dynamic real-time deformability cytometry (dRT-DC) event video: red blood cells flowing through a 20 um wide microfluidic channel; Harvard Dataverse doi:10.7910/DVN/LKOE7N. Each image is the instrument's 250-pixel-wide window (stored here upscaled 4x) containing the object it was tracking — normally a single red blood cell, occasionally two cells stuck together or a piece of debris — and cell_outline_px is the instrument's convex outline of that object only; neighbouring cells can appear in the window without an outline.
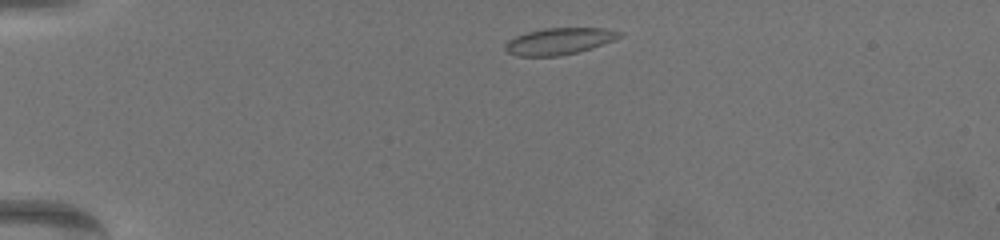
{"species": "common noctule bat (a hibernating species)", "species_latin": "Nyctalus noctula", "temperature_condition": "warm", "stored_images_in_passage": 51, "camera_frame_rate_fps": 3000, "um_per_image_px": 0.085, "animal": {"sex": "female", "body_mass_g": 19.5, "forearm_length_mm": 54.1}, "frame": {"image": 1, "passage_image": 3, "time_ms": 0.667, "image_size_px": [1000, 240], "cell_outline_px": [[624, 36], [592, 48], [560, 56], [516, 56], [508, 52], [504, 48], [504, 44], [508, 40], [516, 36], [528, 32], [544, 28], [604, 28], [620, 32]], "centroid_in_image_um": [47.52, 3.5], "position_along_channel_um": 37.5, "area_um2": 17.69}}
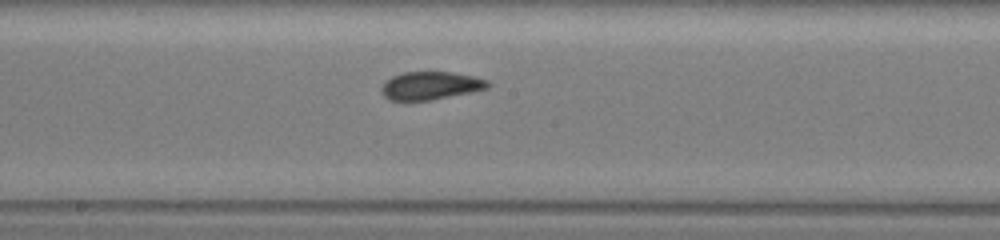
{"frame": {"image": 2, "passage_image": 24, "time_ms": 7.667, "image_size_px": [1000, 240], "cell_outline_px": [[492, 84], [488, 88], [472, 92], [432, 100], [408, 104], [388, 100], [384, 96], [380, 88], [392, 76], [404, 72], [448, 72], [472, 76], [488, 80]], "centroid_in_image_um": [36.56, 7.33], "position_along_channel_um": 211.6, "area_um2": 17.92}}
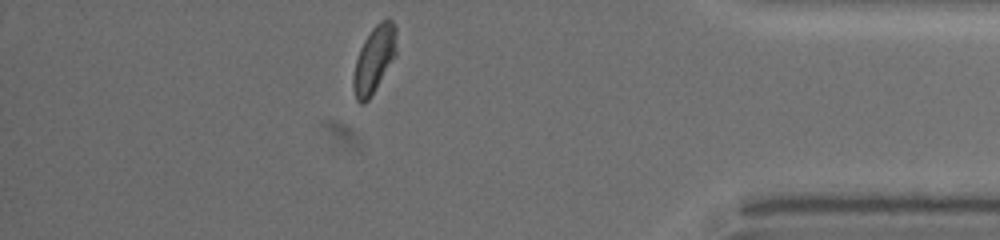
{"frame": {"image": 3, "passage_image": 44, "time_ms": 14.333, "image_size_px": [1000, 240], "cell_outline_px": [[396, 56], [368, 100], [364, 104], [360, 104], [356, 100], [352, 88], [352, 76], [356, 60], [360, 48], [364, 40], [372, 28], [380, 20], [388, 16], [396, 24]], "centroid_in_image_um": [31.8, 5.02], "position_along_channel_um": 403.4, "area_um2": 17.05}, "authors_computed_cell_mechanics": {"area_um2": 17.5712, "velocity_mm_per_s": 3.3356, "shape_relaxation_time_tau1_ms": 5.8162, "shape_relaxation_time_tau2_ms": 1.5577, "deformation_change_tau1": 0.1459, "deformation_change_tau2": 0.0702}}